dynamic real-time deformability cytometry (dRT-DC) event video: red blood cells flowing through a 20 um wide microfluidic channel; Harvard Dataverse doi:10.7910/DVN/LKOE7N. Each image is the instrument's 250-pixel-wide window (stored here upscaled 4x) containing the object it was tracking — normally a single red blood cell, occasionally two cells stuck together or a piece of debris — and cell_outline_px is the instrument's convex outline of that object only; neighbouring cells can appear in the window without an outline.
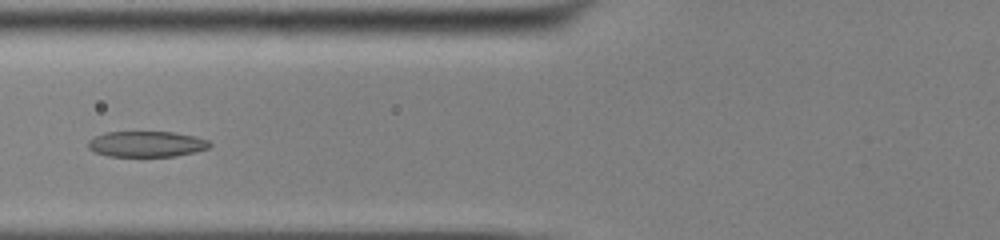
{"species": "common noctule bat (a hibernating species)", "species_latin": "Nyctalus noctula", "temperature_condition": "cold", "stored_images_in_passage": 21, "camera_frame_rate_fps": 3000, "um_per_image_px": 0.085, "animal": {"sex": "male", "body_mass_g": 13.0, "forearm_length_mm": 53.1}, "frame": {"image": 1, "passage_image": 6, "time_ms": 1.667, "image_size_px": [1000, 240], "cell_outline_px": [[212, 144], [208, 148], [196, 152], [176, 156], [108, 156], [96, 152], [88, 148], [88, 140], [104, 132], [172, 132], [196, 136], [208, 140]], "centroid_in_image_um": [12.48, 12.24], "position_along_channel_um": 113.3, "area_um2": 18.26}}
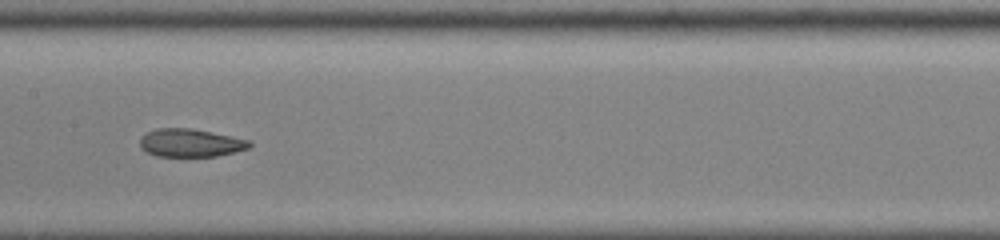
{"frame": {"image": 2, "passage_image": 12, "time_ms": 3.667, "image_size_px": [1000, 240], "cell_outline_px": [[252, 144], [248, 148], [216, 156], [156, 156], [140, 148], [140, 140], [148, 132], [156, 128], [192, 128], [252, 140]], "centroid_in_image_um": [16.21, 12.14], "position_along_channel_um": 191.2, "area_um2": 17.8}}
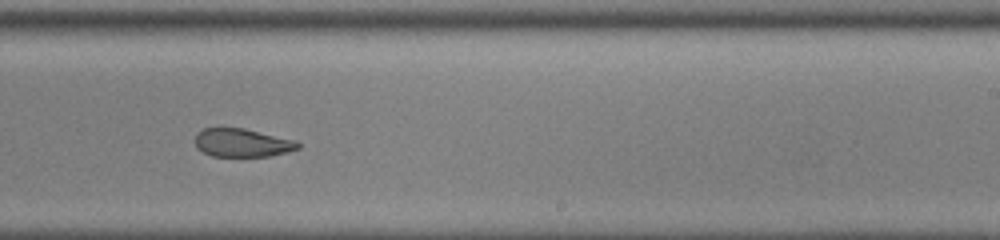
{"frame": {"image": 3, "passage_image": 18, "time_ms": 5.667, "image_size_px": [1000, 240], "cell_outline_px": [[300, 148], [288, 152], [268, 156], [212, 156], [196, 148], [196, 132], [204, 128], [220, 124], [244, 128], [296, 140], [300, 144]], "centroid_in_image_um": [20.54, 12.09], "position_along_channel_um": 268.5, "area_um2": 17.57}}